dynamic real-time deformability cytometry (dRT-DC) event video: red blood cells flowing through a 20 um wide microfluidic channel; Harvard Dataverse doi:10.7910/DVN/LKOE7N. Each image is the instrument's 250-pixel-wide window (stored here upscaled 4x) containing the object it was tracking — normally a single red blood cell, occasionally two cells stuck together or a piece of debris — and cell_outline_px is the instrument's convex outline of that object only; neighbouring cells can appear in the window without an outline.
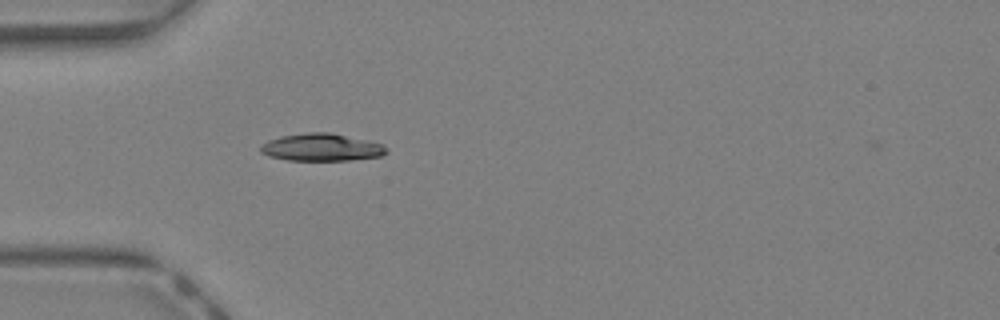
{"species": "Egyptian fruit bat (a non-hibernating species)", "species_latin": "Rousettus aegyptiacus", "temperature_condition": "warm", "stored_images_in_passage": 30, "camera_frame_rate_fps": 3000, "um_per_image_px": 0.085, "animal": {"sex": "female"}, "frame": {"image": 1, "passage_image": 1, "time_ms": 0.0, "image_size_px": [1000, 320], "cell_outline_px": [[388, 152], [384, 156], [348, 160], [288, 160], [268, 156], [260, 152], [260, 144], [268, 140], [280, 136], [308, 132], [332, 132], [384, 144], [388, 148]], "centroid_in_image_um": [27.35, 12.52], "position_along_channel_um": 57.7, "area_um2": 20.4}}
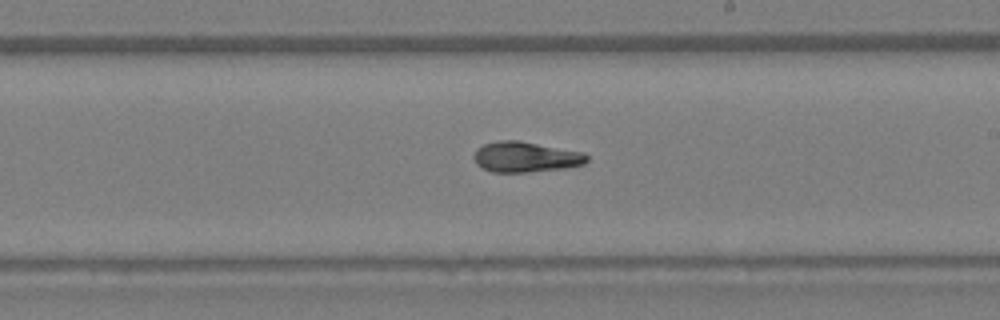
{"frame": {"image": 2, "passage_image": 13, "time_ms": 4.0, "image_size_px": [1000, 320], "cell_outline_px": [[588, 160], [584, 164], [564, 168], [524, 172], [492, 172], [476, 164], [476, 148], [484, 144], [500, 140], [516, 140], [584, 152], [588, 156]], "centroid_in_image_um": [44.7, 13.34], "position_along_channel_um": 244.3, "area_um2": 19.77}}
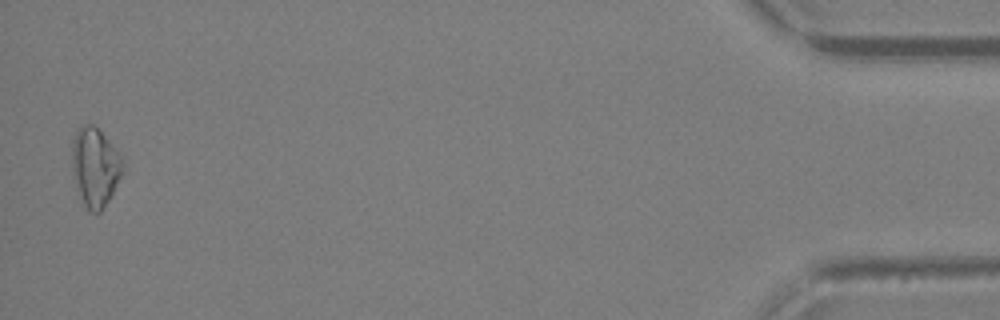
{"frame": {"image": 3, "passage_image": 30, "time_ms": 9.667, "image_size_px": [1000, 320], "cell_outline_px": [[124, 164], [120, 176], [108, 200], [100, 212], [88, 212], [76, 188], [72, 176], [72, 140], [80, 124], [92, 124], [104, 136], [124, 160]], "centroid_in_image_um": [8.04, 14.2], "position_along_channel_um": 427.2, "area_um2": 23.06}, "authors_computed_cell_mechanics": {"area_um2": 19.7098, "velocity_mm_per_s": 4.8102, "shape_relaxation_time_tau1_ms": 5.7996, "shape_relaxation_time_tau2_ms": 2.9081, "deformation_change_tau1": 0.1985, "deformation_change_tau2": 0.0863}}